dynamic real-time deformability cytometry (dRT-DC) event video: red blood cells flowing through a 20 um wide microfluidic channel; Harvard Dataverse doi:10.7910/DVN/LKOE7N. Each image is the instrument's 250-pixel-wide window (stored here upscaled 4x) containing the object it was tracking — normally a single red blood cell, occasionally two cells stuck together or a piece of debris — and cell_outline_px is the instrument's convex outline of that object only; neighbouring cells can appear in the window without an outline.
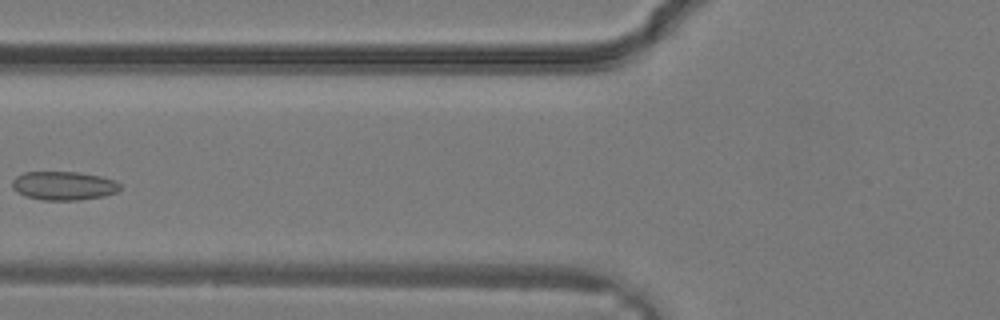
{"species": "common noctule bat (a hibernating species)", "species_latin": "Nyctalus noctula", "temperature_condition": "warm", "stored_images_in_passage": 29, "camera_frame_rate_fps": 3000, "um_per_image_px": 0.085, "animal": {"sex": "male", "body_mass_g": 19.2, "forearm_length_mm": 51.8}, "frame": {"image": 1, "passage_image": 10, "time_ms": 3.0, "image_size_px": [1000, 320], "cell_outline_px": [[120, 188], [116, 192], [104, 196], [80, 200], [44, 200], [24, 196], [16, 192], [12, 188], [12, 180], [16, 176], [24, 172], [76, 172], [100, 176], [116, 180], [120, 184]], "centroid_in_image_um": [5.39, 15.79], "position_along_channel_um": 120.4, "area_um2": 18.15}}
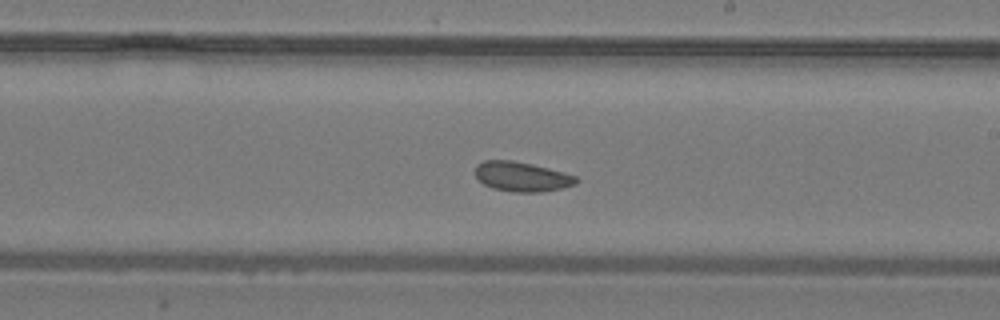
{"frame": {"image": 2, "passage_image": 16, "time_ms": 5.0, "image_size_px": [1000, 320], "cell_outline_px": [[580, 180], [576, 184], [560, 188], [540, 192], [512, 192], [492, 188], [484, 184], [476, 176], [476, 164], [484, 160], [512, 160], [532, 164], [564, 172], [576, 176]], "centroid_in_image_um": [44.36, 15.01], "position_along_channel_um": 244.6, "area_um2": 17.46}}
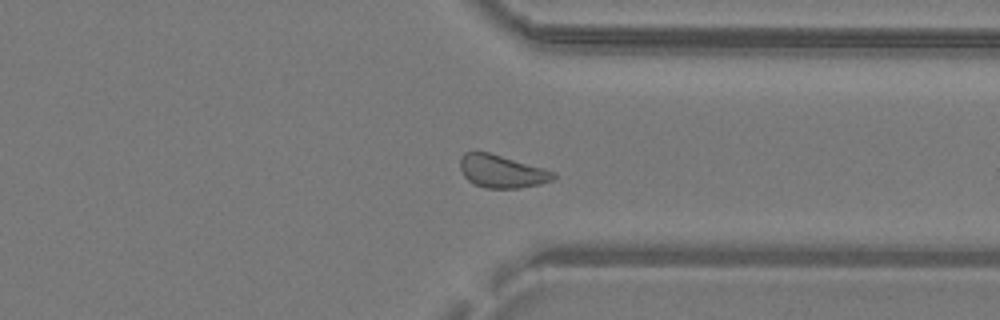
{"frame": {"image": 3, "passage_image": 22, "time_ms": 7.0, "image_size_px": [1000, 320], "cell_outline_px": [[556, 176], [552, 180], [540, 184], [520, 188], [484, 188], [468, 180], [464, 176], [460, 168], [460, 160], [464, 152], [488, 152], [544, 168], [556, 172]], "centroid_in_image_um": [42.66, 14.57], "position_along_channel_um": 368.7, "area_um2": 17.74}}